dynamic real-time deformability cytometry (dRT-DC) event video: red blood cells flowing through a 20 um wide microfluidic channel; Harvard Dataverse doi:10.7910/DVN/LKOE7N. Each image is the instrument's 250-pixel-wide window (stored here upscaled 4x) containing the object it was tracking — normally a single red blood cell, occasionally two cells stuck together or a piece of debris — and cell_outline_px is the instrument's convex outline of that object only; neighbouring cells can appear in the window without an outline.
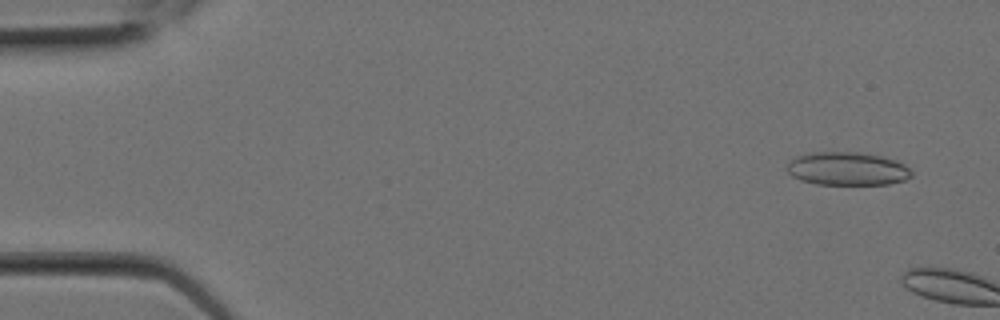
{"species": "Egyptian fruit bat (a non-hibernating species)", "species_latin": "Rousettus aegyptiacus", "temperature_condition": "room temperature", "stored_images_in_passage": 2, "camera_frame_rate_fps": 3000, "um_per_image_px": 0.085, "animal": {"sex": "female"}, "frame": {"image": 1, "passage_image": 1, "time_ms": 0.0, "image_size_px": [1000, 320], "cell_outline_px": [[912, 176], [904, 180], [888, 184], [816, 184], [800, 180], [792, 176], [788, 172], [788, 164], [796, 156], [812, 152], [860, 152], [880, 156], [896, 160], [904, 164], [912, 172]], "centroid_in_image_um": [72.03, 14.34], "position_along_channel_um": 13.0, "area_um2": 24.04}}